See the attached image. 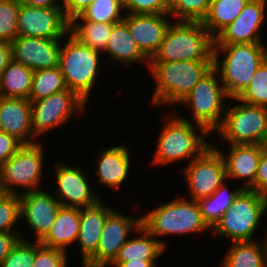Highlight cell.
Returning <instances> with one entry per match:
<instances>
[{
  "label": "cell",
  "instance_id": "cell-1",
  "mask_svg": "<svg viewBox=\"0 0 267 267\" xmlns=\"http://www.w3.org/2000/svg\"><path fill=\"white\" fill-rule=\"evenodd\" d=\"M221 54L223 59L219 57ZM266 58L264 43L214 44L213 67L230 99L244 92Z\"/></svg>",
  "mask_w": 267,
  "mask_h": 267
},
{
  "label": "cell",
  "instance_id": "cell-2",
  "mask_svg": "<svg viewBox=\"0 0 267 267\" xmlns=\"http://www.w3.org/2000/svg\"><path fill=\"white\" fill-rule=\"evenodd\" d=\"M164 117L166 119H163V127L156 139V151L151 164L167 166L187 158L192 161L212 145L204 141V135L210 133L203 126L189 122L178 114L176 116L175 112L167 113Z\"/></svg>",
  "mask_w": 267,
  "mask_h": 267
},
{
  "label": "cell",
  "instance_id": "cell-3",
  "mask_svg": "<svg viewBox=\"0 0 267 267\" xmlns=\"http://www.w3.org/2000/svg\"><path fill=\"white\" fill-rule=\"evenodd\" d=\"M212 68L213 60L150 62L149 73L155 80L153 104H179Z\"/></svg>",
  "mask_w": 267,
  "mask_h": 267
},
{
  "label": "cell",
  "instance_id": "cell-4",
  "mask_svg": "<svg viewBox=\"0 0 267 267\" xmlns=\"http://www.w3.org/2000/svg\"><path fill=\"white\" fill-rule=\"evenodd\" d=\"M214 37L201 22L172 21L150 62L213 60Z\"/></svg>",
  "mask_w": 267,
  "mask_h": 267
},
{
  "label": "cell",
  "instance_id": "cell-5",
  "mask_svg": "<svg viewBox=\"0 0 267 267\" xmlns=\"http://www.w3.org/2000/svg\"><path fill=\"white\" fill-rule=\"evenodd\" d=\"M141 224L167 249V242L160 237L211 231L203 220L197 201L179 197L148 211L141 217Z\"/></svg>",
  "mask_w": 267,
  "mask_h": 267
},
{
  "label": "cell",
  "instance_id": "cell-6",
  "mask_svg": "<svg viewBox=\"0 0 267 267\" xmlns=\"http://www.w3.org/2000/svg\"><path fill=\"white\" fill-rule=\"evenodd\" d=\"M66 37L67 41L64 39L65 43L61 44L58 66L67 88L87 103L96 77H99L103 53L80 43L69 33Z\"/></svg>",
  "mask_w": 267,
  "mask_h": 267
},
{
  "label": "cell",
  "instance_id": "cell-7",
  "mask_svg": "<svg viewBox=\"0 0 267 267\" xmlns=\"http://www.w3.org/2000/svg\"><path fill=\"white\" fill-rule=\"evenodd\" d=\"M266 213L267 196L243 189L211 232L218 237H228L231 242L255 240L253 236Z\"/></svg>",
  "mask_w": 267,
  "mask_h": 267
},
{
  "label": "cell",
  "instance_id": "cell-8",
  "mask_svg": "<svg viewBox=\"0 0 267 267\" xmlns=\"http://www.w3.org/2000/svg\"><path fill=\"white\" fill-rule=\"evenodd\" d=\"M225 99H230L222 85L217 70L213 67L184 97L179 105L190 109L192 119L189 122L203 126L210 134L222 124L226 108Z\"/></svg>",
  "mask_w": 267,
  "mask_h": 267
},
{
  "label": "cell",
  "instance_id": "cell-9",
  "mask_svg": "<svg viewBox=\"0 0 267 267\" xmlns=\"http://www.w3.org/2000/svg\"><path fill=\"white\" fill-rule=\"evenodd\" d=\"M43 149L41 142L23 145L2 165L0 167V192L22 195L41 190L38 187L43 179V165H45ZM17 186L21 188L17 189Z\"/></svg>",
  "mask_w": 267,
  "mask_h": 267
},
{
  "label": "cell",
  "instance_id": "cell-10",
  "mask_svg": "<svg viewBox=\"0 0 267 267\" xmlns=\"http://www.w3.org/2000/svg\"><path fill=\"white\" fill-rule=\"evenodd\" d=\"M234 100L240 104L226 108L223 122L213 134L228 145H262L267 133V107Z\"/></svg>",
  "mask_w": 267,
  "mask_h": 267
},
{
  "label": "cell",
  "instance_id": "cell-11",
  "mask_svg": "<svg viewBox=\"0 0 267 267\" xmlns=\"http://www.w3.org/2000/svg\"><path fill=\"white\" fill-rule=\"evenodd\" d=\"M86 105L84 100L69 89L31 102V120L34 136L36 138L42 137L41 134L62 126L75 113L81 115L86 110Z\"/></svg>",
  "mask_w": 267,
  "mask_h": 267
},
{
  "label": "cell",
  "instance_id": "cell-12",
  "mask_svg": "<svg viewBox=\"0 0 267 267\" xmlns=\"http://www.w3.org/2000/svg\"><path fill=\"white\" fill-rule=\"evenodd\" d=\"M184 167L181 172L188 185L189 200L207 198L227 181L224 159L213 143Z\"/></svg>",
  "mask_w": 267,
  "mask_h": 267
},
{
  "label": "cell",
  "instance_id": "cell-13",
  "mask_svg": "<svg viewBox=\"0 0 267 267\" xmlns=\"http://www.w3.org/2000/svg\"><path fill=\"white\" fill-rule=\"evenodd\" d=\"M141 225V217L127 216L113 209L106 217L95 255L83 267H107L117 257L121 247Z\"/></svg>",
  "mask_w": 267,
  "mask_h": 267
},
{
  "label": "cell",
  "instance_id": "cell-14",
  "mask_svg": "<svg viewBox=\"0 0 267 267\" xmlns=\"http://www.w3.org/2000/svg\"><path fill=\"white\" fill-rule=\"evenodd\" d=\"M18 36L44 39L66 38L69 20L62 7L42 8L20 4L18 14Z\"/></svg>",
  "mask_w": 267,
  "mask_h": 267
},
{
  "label": "cell",
  "instance_id": "cell-15",
  "mask_svg": "<svg viewBox=\"0 0 267 267\" xmlns=\"http://www.w3.org/2000/svg\"><path fill=\"white\" fill-rule=\"evenodd\" d=\"M55 177L57 187L55 196L62 206L84 208L97 204L101 198L92 190L88 183L87 172L80 166H67L64 163H55ZM88 177V178H87Z\"/></svg>",
  "mask_w": 267,
  "mask_h": 267
},
{
  "label": "cell",
  "instance_id": "cell-16",
  "mask_svg": "<svg viewBox=\"0 0 267 267\" xmlns=\"http://www.w3.org/2000/svg\"><path fill=\"white\" fill-rule=\"evenodd\" d=\"M267 0H249L239 16L215 37L214 44L263 43L261 26Z\"/></svg>",
  "mask_w": 267,
  "mask_h": 267
},
{
  "label": "cell",
  "instance_id": "cell-17",
  "mask_svg": "<svg viewBox=\"0 0 267 267\" xmlns=\"http://www.w3.org/2000/svg\"><path fill=\"white\" fill-rule=\"evenodd\" d=\"M55 195L45 190L19 195L21 219H24L28 229L33 231L35 241H40L47 234L62 206Z\"/></svg>",
  "mask_w": 267,
  "mask_h": 267
},
{
  "label": "cell",
  "instance_id": "cell-18",
  "mask_svg": "<svg viewBox=\"0 0 267 267\" xmlns=\"http://www.w3.org/2000/svg\"><path fill=\"white\" fill-rule=\"evenodd\" d=\"M64 38L44 39L17 36L12 42L13 60L33 71L58 66L61 44Z\"/></svg>",
  "mask_w": 267,
  "mask_h": 267
},
{
  "label": "cell",
  "instance_id": "cell-19",
  "mask_svg": "<svg viewBox=\"0 0 267 267\" xmlns=\"http://www.w3.org/2000/svg\"><path fill=\"white\" fill-rule=\"evenodd\" d=\"M170 14H126L123 21L141 51L151 59L157 52L168 26ZM168 18V19H167Z\"/></svg>",
  "mask_w": 267,
  "mask_h": 267
},
{
  "label": "cell",
  "instance_id": "cell-20",
  "mask_svg": "<svg viewBox=\"0 0 267 267\" xmlns=\"http://www.w3.org/2000/svg\"><path fill=\"white\" fill-rule=\"evenodd\" d=\"M0 131L14 136L23 145L37 143L29 99L0 97Z\"/></svg>",
  "mask_w": 267,
  "mask_h": 267
},
{
  "label": "cell",
  "instance_id": "cell-21",
  "mask_svg": "<svg viewBox=\"0 0 267 267\" xmlns=\"http://www.w3.org/2000/svg\"><path fill=\"white\" fill-rule=\"evenodd\" d=\"M222 155L225 162L226 180H245L240 184L244 189H249L255 181L258 163L263 151L262 145H229V152L221 151L215 147Z\"/></svg>",
  "mask_w": 267,
  "mask_h": 267
},
{
  "label": "cell",
  "instance_id": "cell-22",
  "mask_svg": "<svg viewBox=\"0 0 267 267\" xmlns=\"http://www.w3.org/2000/svg\"><path fill=\"white\" fill-rule=\"evenodd\" d=\"M100 200L97 204L80 208V225L77 243L81 247L83 267L96 253L107 215L113 210Z\"/></svg>",
  "mask_w": 267,
  "mask_h": 267
},
{
  "label": "cell",
  "instance_id": "cell-23",
  "mask_svg": "<svg viewBox=\"0 0 267 267\" xmlns=\"http://www.w3.org/2000/svg\"><path fill=\"white\" fill-rule=\"evenodd\" d=\"M98 184L118 189L128 178L130 171V153L126 145H116L97 153Z\"/></svg>",
  "mask_w": 267,
  "mask_h": 267
},
{
  "label": "cell",
  "instance_id": "cell-24",
  "mask_svg": "<svg viewBox=\"0 0 267 267\" xmlns=\"http://www.w3.org/2000/svg\"><path fill=\"white\" fill-rule=\"evenodd\" d=\"M113 63L131 67L133 63L142 62L149 67L150 59L141 51L135 39L131 36L128 25L121 21L113 25L106 48L103 51Z\"/></svg>",
  "mask_w": 267,
  "mask_h": 267
},
{
  "label": "cell",
  "instance_id": "cell-25",
  "mask_svg": "<svg viewBox=\"0 0 267 267\" xmlns=\"http://www.w3.org/2000/svg\"><path fill=\"white\" fill-rule=\"evenodd\" d=\"M80 225V208L61 206L56 219L40 244L67 252V246L77 241Z\"/></svg>",
  "mask_w": 267,
  "mask_h": 267
},
{
  "label": "cell",
  "instance_id": "cell-26",
  "mask_svg": "<svg viewBox=\"0 0 267 267\" xmlns=\"http://www.w3.org/2000/svg\"><path fill=\"white\" fill-rule=\"evenodd\" d=\"M140 237L129 238L121 247L119 253L113 262H127L130 260H157L166 249L161 243L152 236L141 224L136 230Z\"/></svg>",
  "mask_w": 267,
  "mask_h": 267
},
{
  "label": "cell",
  "instance_id": "cell-27",
  "mask_svg": "<svg viewBox=\"0 0 267 267\" xmlns=\"http://www.w3.org/2000/svg\"><path fill=\"white\" fill-rule=\"evenodd\" d=\"M260 243L256 240L232 242L219 267H267L265 249Z\"/></svg>",
  "mask_w": 267,
  "mask_h": 267
},
{
  "label": "cell",
  "instance_id": "cell-28",
  "mask_svg": "<svg viewBox=\"0 0 267 267\" xmlns=\"http://www.w3.org/2000/svg\"><path fill=\"white\" fill-rule=\"evenodd\" d=\"M34 71L12 60L0 78V97L28 99Z\"/></svg>",
  "mask_w": 267,
  "mask_h": 267
},
{
  "label": "cell",
  "instance_id": "cell-29",
  "mask_svg": "<svg viewBox=\"0 0 267 267\" xmlns=\"http://www.w3.org/2000/svg\"><path fill=\"white\" fill-rule=\"evenodd\" d=\"M114 24L116 23L90 22L84 20L80 15H76L69 20V34L80 43L103 52Z\"/></svg>",
  "mask_w": 267,
  "mask_h": 267
},
{
  "label": "cell",
  "instance_id": "cell-30",
  "mask_svg": "<svg viewBox=\"0 0 267 267\" xmlns=\"http://www.w3.org/2000/svg\"><path fill=\"white\" fill-rule=\"evenodd\" d=\"M249 0H211L207 15L201 22L215 37L223 28L232 23Z\"/></svg>",
  "mask_w": 267,
  "mask_h": 267
},
{
  "label": "cell",
  "instance_id": "cell-31",
  "mask_svg": "<svg viewBox=\"0 0 267 267\" xmlns=\"http://www.w3.org/2000/svg\"><path fill=\"white\" fill-rule=\"evenodd\" d=\"M227 182H223L213 194L207 198L197 201L203 220L212 229L221 219L223 213L231 205L237 195L244 189L242 186L233 189L226 186Z\"/></svg>",
  "mask_w": 267,
  "mask_h": 267
},
{
  "label": "cell",
  "instance_id": "cell-32",
  "mask_svg": "<svg viewBox=\"0 0 267 267\" xmlns=\"http://www.w3.org/2000/svg\"><path fill=\"white\" fill-rule=\"evenodd\" d=\"M68 89L59 66L34 71L32 89L29 95L31 102Z\"/></svg>",
  "mask_w": 267,
  "mask_h": 267
},
{
  "label": "cell",
  "instance_id": "cell-33",
  "mask_svg": "<svg viewBox=\"0 0 267 267\" xmlns=\"http://www.w3.org/2000/svg\"><path fill=\"white\" fill-rule=\"evenodd\" d=\"M122 0H93L79 15L90 22L119 23L124 15Z\"/></svg>",
  "mask_w": 267,
  "mask_h": 267
},
{
  "label": "cell",
  "instance_id": "cell-34",
  "mask_svg": "<svg viewBox=\"0 0 267 267\" xmlns=\"http://www.w3.org/2000/svg\"><path fill=\"white\" fill-rule=\"evenodd\" d=\"M211 0H169V14L175 21L202 22Z\"/></svg>",
  "mask_w": 267,
  "mask_h": 267
},
{
  "label": "cell",
  "instance_id": "cell-35",
  "mask_svg": "<svg viewBox=\"0 0 267 267\" xmlns=\"http://www.w3.org/2000/svg\"><path fill=\"white\" fill-rule=\"evenodd\" d=\"M237 99L249 105L267 107V58L254 73L249 86Z\"/></svg>",
  "mask_w": 267,
  "mask_h": 267
},
{
  "label": "cell",
  "instance_id": "cell-36",
  "mask_svg": "<svg viewBox=\"0 0 267 267\" xmlns=\"http://www.w3.org/2000/svg\"><path fill=\"white\" fill-rule=\"evenodd\" d=\"M18 0H0V41L11 43L18 36Z\"/></svg>",
  "mask_w": 267,
  "mask_h": 267
},
{
  "label": "cell",
  "instance_id": "cell-37",
  "mask_svg": "<svg viewBox=\"0 0 267 267\" xmlns=\"http://www.w3.org/2000/svg\"><path fill=\"white\" fill-rule=\"evenodd\" d=\"M19 220H21L19 195L0 192V233L20 232L15 226Z\"/></svg>",
  "mask_w": 267,
  "mask_h": 267
},
{
  "label": "cell",
  "instance_id": "cell-38",
  "mask_svg": "<svg viewBox=\"0 0 267 267\" xmlns=\"http://www.w3.org/2000/svg\"><path fill=\"white\" fill-rule=\"evenodd\" d=\"M39 241L31 242L20 238L4 258L0 267H32L34 261V248Z\"/></svg>",
  "mask_w": 267,
  "mask_h": 267
},
{
  "label": "cell",
  "instance_id": "cell-39",
  "mask_svg": "<svg viewBox=\"0 0 267 267\" xmlns=\"http://www.w3.org/2000/svg\"><path fill=\"white\" fill-rule=\"evenodd\" d=\"M66 251L38 244L34 248L32 267H68Z\"/></svg>",
  "mask_w": 267,
  "mask_h": 267
},
{
  "label": "cell",
  "instance_id": "cell-40",
  "mask_svg": "<svg viewBox=\"0 0 267 267\" xmlns=\"http://www.w3.org/2000/svg\"><path fill=\"white\" fill-rule=\"evenodd\" d=\"M126 14H169V0H122Z\"/></svg>",
  "mask_w": 267,
  "mask_h": 267
},
{
  "label": "cell",
  "instance_id": "cell-41",
  "mask_svg": "<svg viewBox=\"0 0 267 267\" xmlns=\"http://www.w3.org/2000/svg\"><path fill=\"white\" fill-rule=\"evenodd\" d=\"M23 144L14 136L0 131V167L6 163Z\"/></svg>",
  "mask_w": 267,
  "mask_h": 267
},
{
  "label": "cell",
  "instance_id": "cell-42",
  "mask_svg": "<svg viewBox=\"0 0 267 267\" xmlns=\"http://www.w3.org/2000/svg\"><path fill=\"white\" fill-rule=\"evenodd\" d=\"M249 190L267 196V150L265 149L261 153L254 184Z\"/></svg>",
  "mask_w": 267,
  "mask_h": 267
},
{
  "label": "cell",
  "instance_id": "cell-43",
  "mask_svg": "<svg viewBox=\"0 0 267 267\" xmlns=\"http://www.w3.org/2000/svg\"><path fill=\"white\" fill-rule=\"evenodd\" d=\"M21 234V232L0 233V265L17 241L24 237Z\"/></svg>",
  "mask_w": 267,
  "mask_h": 267
},
{
  "label": "cell",
  "instance_id": "cell-44",
  "mask_svg": "<svg viewBox=\"0 0 267 267\" xmlns=\"http://www.w3.org/2000/svg\"><path fill=\"white\" fill-rule=\"evenodd\" d=\"M62 10L65 17L71 20L74 16L79 15L86 9L93 0H62Z\"/></svg>",
  "mask_w": 267,
  "mask_h": 267
},
{
  "label": "cell",
  "instance_id": "cell-45",
  "mask_svg": "<svg viewBox=\"0 0 267 267\" xmlns=\"http://www.w3.org/2000/svg\"><path fill=\"white\" fill-rule=\"evenodd\" d=\"M12 60V44L0 41V78L4 69Z\"/></svg>",
  "mask_w": 267,
  "mask_h": 267
},
{
  "label": "cell",
  "instance_id": "cell-46",
  "mask_svg": "<svg viewBox=\"0 0 267 267\" xmlns=\"http://www.w3.org/2000/svg\"><path fill=\"white\" fill-rule=\"evenodd\" d=\"M112 267H156V260H130L127 262H112Z\"/></svg>",
  "mask_w": 267,
  "mask_h": 267
},
{
  "label": "cell",
  "instance_id": "cell-47",
  "mask_svg": "<svg viewBox=\"0 0 267 267\" xmlns=\"http://www.w3.org/2000/svg\"><path fill=\"white\" fill-rule=\"evenodd\" d=\"M57 1V2H56ZM61 0H18V2L22 5H30L33 7H42V8H54V7H62L60 5Z\"/></svg>",
  "mask_w": 267,
  "mask_h": 267
},
{
  "label": "cell",
  "instance_id": "cell-48",
  "mask_svg": "<svg viewBox=\"0 0 267 267\" xmlns=\"http://www.w3.org/2000/svg\"><path fill=\"white\" fill-rule=\"evenodd\" d=\"M267 230V229H266ZM262 244H263V247L265 249V254H266V257H267V231L265 232L264 234V238L262 239Z\"/></svg>",
  "mask_w": 267,
  "mask_h": 267
},
{
  "label": "cell",
  "instance_id": "cell-49",
  "mask_svg": "<svg viewBox=\"0 0 267 267\" xmlns=\"http://www.w3.org/2000/svg\"><path fill=\"white\" fill-rule=\"evenodd\" d=\"M262 147H263V149L267 150V133H266L265 139L262 143Z\"/></svg>",
  "mask_w": 267,
  "mask_h": 267
}]
</instances>
